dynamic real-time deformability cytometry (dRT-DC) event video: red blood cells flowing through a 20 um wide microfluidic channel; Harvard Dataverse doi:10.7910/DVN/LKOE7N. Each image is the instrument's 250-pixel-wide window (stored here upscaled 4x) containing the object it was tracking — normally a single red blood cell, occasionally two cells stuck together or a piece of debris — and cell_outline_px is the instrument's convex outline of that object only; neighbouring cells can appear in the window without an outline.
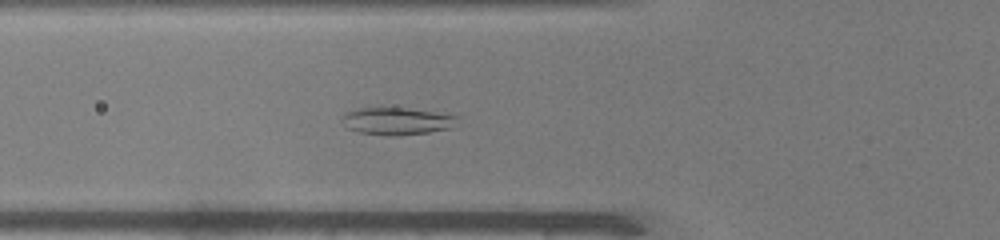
{"species": "common noctule bat (a hibernating species)", "species_latin": "Nyctalus noctula", "temperature_condition": "warm", "stored_images_in_passage": 46, "camera_frame_rate_fps": 3000, "um_per_image_px": 0.085, "animal": {"sex": "male", "body_mass_g": 19.0, "forearm_length_mm": 50.8}, "frame": {"image": 1, "passage_image": 14, "time_ms": 4.333, "image_size_px": [1000, 240], "cell_outline_px": [[460, 116], [448, 128], [428, 132], [396, 136], [388, 136], [360, 132], [348, 128], [340, 120], [340, 116], [344, 112], [360, 108], [404, 108]], "centroid_in_image_um": [33.63, 10.29], "position_along_channel_um": 92.2, "area_um2": 18.09}}
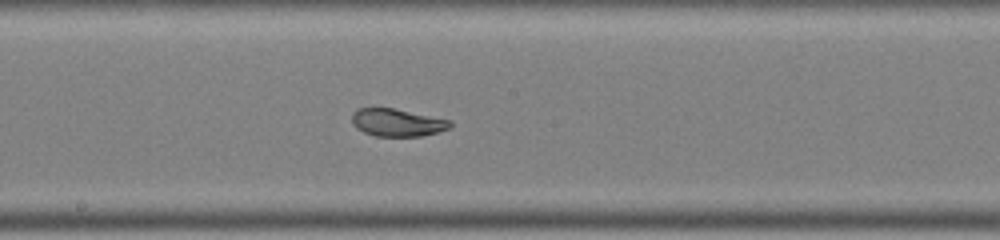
{"frame": {"image": 2, "passage_image": 23, "time_ms": 7.333, "image_size_px": [1000, 240], "cell_outline_px": [[452, 128], [420, 136], [376, 136], [364, 132], [356, 128], [352, 124], [352, 112], [356, 108], [392, 108], [452, 120]], "centroid_in_image_um": [33.76, 10.41], "position_along_channel_um": 214.4, "area_um2": 15.84}}
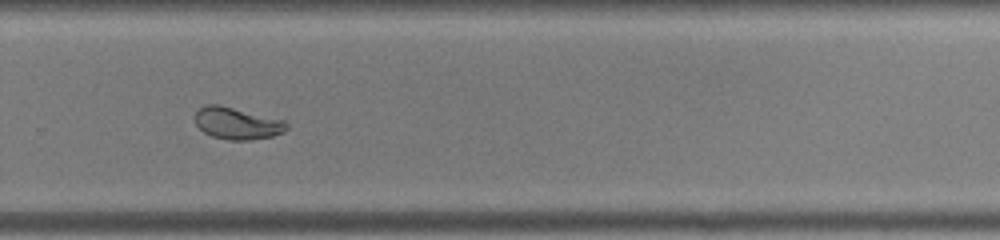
{"frame": {"image": 3, "passage_image": 30, "time_ms": 9.667, "image_size_px": [1000, 240], "cell_outline_px": [[288, 128], [284, 132], [272, 136], [248, 140], [228, 140], [212, 136], [204, 132], [196, 124], [196, 112], [200, 108], [208, 104], [220, 104], [284, 120], [288, 124]], "centroid_in_image_um": [20.17, 10.48], "position_along_channel_um": 309.6, "area_um2": 16.99}, "authors_computed_cell_mechanics": {"area_um2": 19.4208, "velocity_mm_per_s": 4.0888, "shape_relaxation_time_tau1_ms": null, "shape_relaxation_time_tau2_ms": 0.7005, "deformation_change_tau1": null, "deformation_change_tau2": 0.0566}}